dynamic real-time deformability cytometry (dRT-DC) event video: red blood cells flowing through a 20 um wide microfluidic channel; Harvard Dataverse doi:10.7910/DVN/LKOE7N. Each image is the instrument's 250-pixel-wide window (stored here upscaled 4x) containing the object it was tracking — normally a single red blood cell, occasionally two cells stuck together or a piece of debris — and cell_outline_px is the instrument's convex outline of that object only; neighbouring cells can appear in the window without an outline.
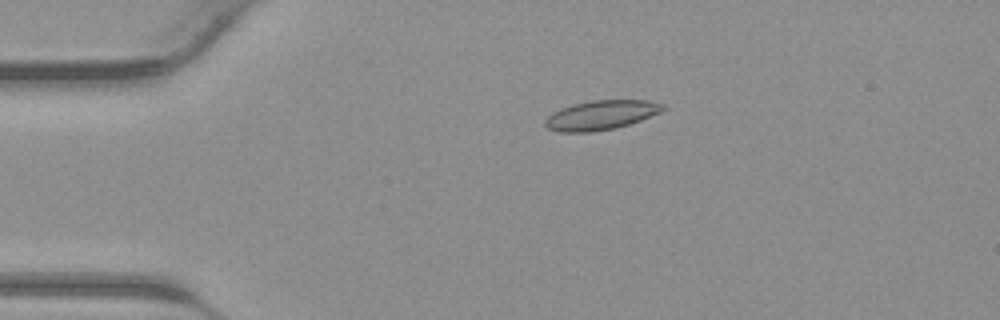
{"species": "common noctule bat (a hibernating species)", "species_latin": "Nyctalus noctula", "temperature_condition": "warm", "stored_images_in_passage": 34, "camera_frame_rate_fps": 3000, "um_per_image_px": 0.085, "animal": {"sex": "male", "body_mass_g": 23.1, "forearm_length_mm": 52.7}, "frame": {"image": 1, "passage_image": 1, "time_ms": 0.0, "image_size_px": [1000, 320], "cell_outline_px": [[664, 108], [660, 112], [640, 120], [616, 128], [592, 132], [560, 132], [548, 128], [544, 124], [544, 120], [552, 112], [576, 104], [592, 100], [648, 100], [664, 104]], "centroid_in_image_um": [51.08, 9.79], "position_along_channel_um": 33.9, "area_um2": 19.94}}
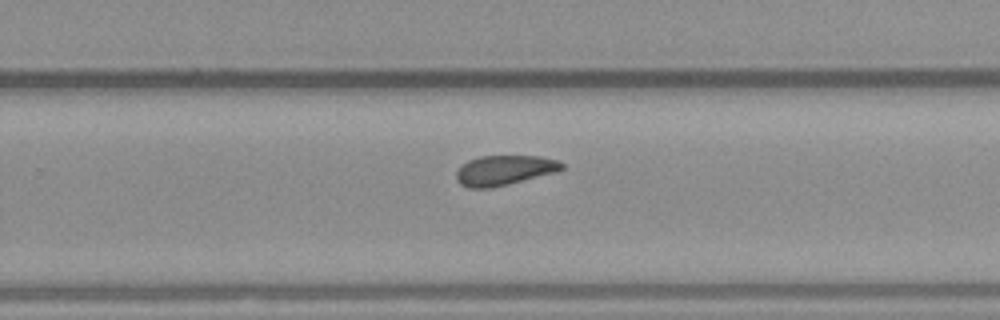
{"frame": {"image": 2, "passage_image": 19, "time_ms": 6.0, "image_size_px": [1000, 320], "cell_outline_px": [[564, 168], [552, 172], [508, 184], [492, 188], [468, 188], [460, 184], [456, 180], [456, 172], [468, 160], [480, 156], [540, 156], [556, 160], [564, 164]], "centroid_in_image_um": [42.81, 14.47], "position_along_channel_um": 287.0, "area_um2": 18.09}}
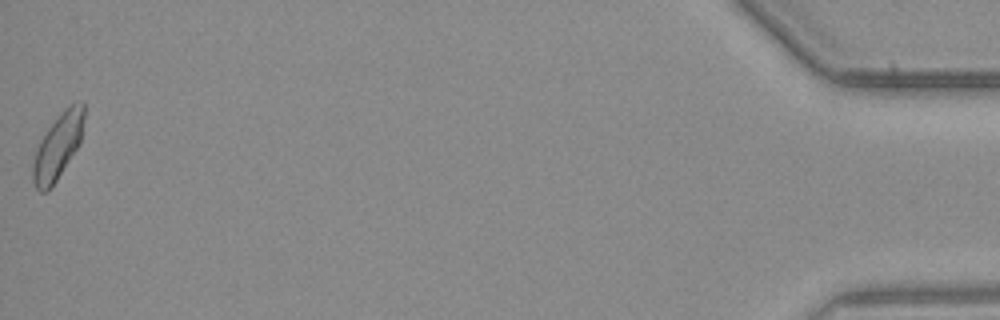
{"frame": {"image": 3, "passage_image": 34, "time_ms": 11.0, "image_size_px": [1000, 320], "cell_outline_px": [[84, 116], [80, 144], [56, 180], [44, 192], [40, 192], [36, 188], [32, 180], [32, 164], [40, 140], [48, 128], [60, 112], [64, 108], [80, 100], [84, 104]], "centroid_in_image_um": [4.92, 12.41], "position_along_channel_um": 430.3, "area_um2": 19.25}}